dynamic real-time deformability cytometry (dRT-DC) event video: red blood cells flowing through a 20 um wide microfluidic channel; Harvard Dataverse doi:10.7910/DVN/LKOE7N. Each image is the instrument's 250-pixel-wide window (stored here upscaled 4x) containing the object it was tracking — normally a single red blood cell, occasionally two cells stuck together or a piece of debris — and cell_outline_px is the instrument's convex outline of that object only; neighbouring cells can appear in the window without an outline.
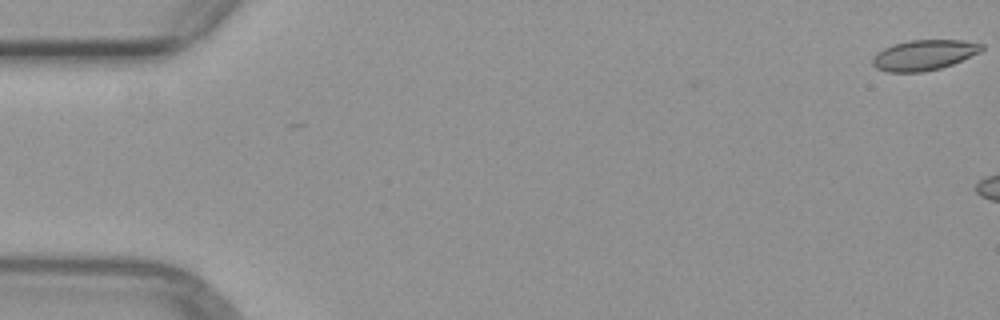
{"species": "common noctule bat (a hibernating species)", "species_latin": "Nyctalus noctula", "temperature_condition": "warm", "stored_images_in_passage": 4, "camera_frame_rate_fps": 3000, "um_per_image_px": 0.085, "animal": {"sex": "female", "body_mass_g": 29.2, "forearm_length_mm": 56.3}, "frame": {"image": 1, "passage_image": 1, "time_ms": 0.0, "image_size_px": [1000, 320], "cell_outline_px": [[984, 48], [980, 52], [952, 64], [940, 68], [920, 72], [888, 72], [876, 68], [872, 64], [872, 60], [876, 52], [892, 44], [908, 40], [960, 40], [984, 44]], "centroid_in_image_um": [78.51, 4.67], "position_along_channel_um": 6.5, "area_um2": 19.31}}